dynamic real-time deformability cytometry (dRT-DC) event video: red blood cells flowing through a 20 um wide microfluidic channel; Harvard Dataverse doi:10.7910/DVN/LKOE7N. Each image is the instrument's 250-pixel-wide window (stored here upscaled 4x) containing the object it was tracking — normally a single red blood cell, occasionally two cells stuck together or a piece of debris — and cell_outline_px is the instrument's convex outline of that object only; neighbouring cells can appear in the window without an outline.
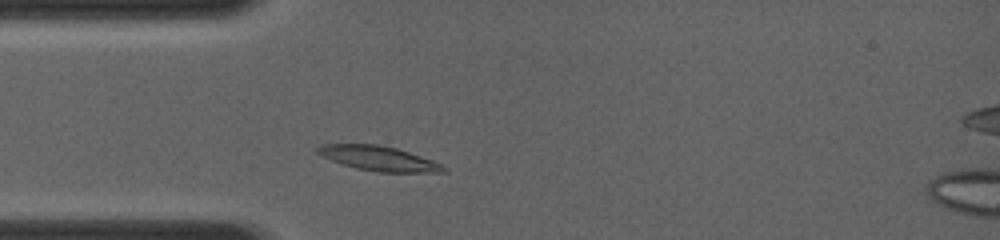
{"species": "common noctule bat (a hibernating species)", "species_latin": "Nyctalus noctula", "temperature_condition": "room temperature", "stored_images_in_passage": 2, "camera_frame_rate_fps": 4000, "um_per_image_px": 0.085, "animal": {"sex": "female", "body_mass_g": 19.0, "forearm_length_mm": 56.7}, "frame": {"image": 1, "passage_image": 2, "time_ms": 1.0, "image_size_px": [1000, 240], "cell_outline_px": [[448, 172], [376, 172], [356, 168], [332, 160], [316, 152], [316, 148], [320, 144], [376, 144], [396, 148], [432, 160], [448, 168]], "centroid_in_image_um": [32.2, 13.46], "position_along_channel_um": 52.8, "area_um2": 17.92}}